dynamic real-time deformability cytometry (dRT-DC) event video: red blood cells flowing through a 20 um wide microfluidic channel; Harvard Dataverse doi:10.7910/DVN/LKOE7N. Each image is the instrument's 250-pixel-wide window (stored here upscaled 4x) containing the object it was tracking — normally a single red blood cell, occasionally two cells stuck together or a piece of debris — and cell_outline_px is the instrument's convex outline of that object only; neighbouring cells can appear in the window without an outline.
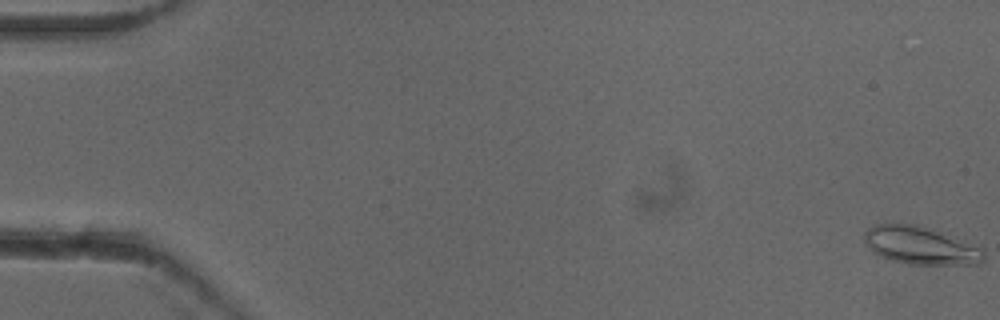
{"species": "common noctule bat (a hibernating species)", "species_latin": "Nyctalus noctula", "temperature_condition": "cold", "stored_images_in_passage": 53, "camera_frame_rate_fps": 3000, "um_per_image_px": 0.085, "animal": {"sex": "female"}, "frame": {"image": 1, "passage_image": 1, "time_ms": 0.0, "image_size_px": [1000, 320], "cell_outline_px": [[984, 260], [976, 264], [908, 264], [892, 260], [872, 252], [864, 244], [864, 232], [872, 224], [892, 220], [920, 224], [984, 248]], "centroid_in_image_um": [78.17, 20.8], "position_along_channel_um": 6.8, "area_um2": 27.17}}
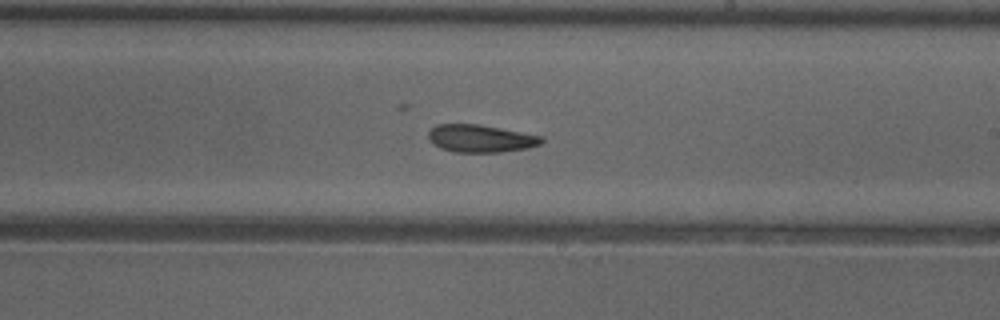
{"frame": {"image": 2, "passage_image": 32, "time_ms": 10.333, "image_size_px": [1000, 320], "cell_outline_px": [[544, 140], [540, 144], [528, 148], [500, 152], [456, 152], [440, 148], [428, 136], [428, 132], [436, 124], [476, 124], [544, 136]], "centroid_in_image_um": [40.88, 11.77], "position_along_channel_um": 248.1, "area_um2": 17.98}}
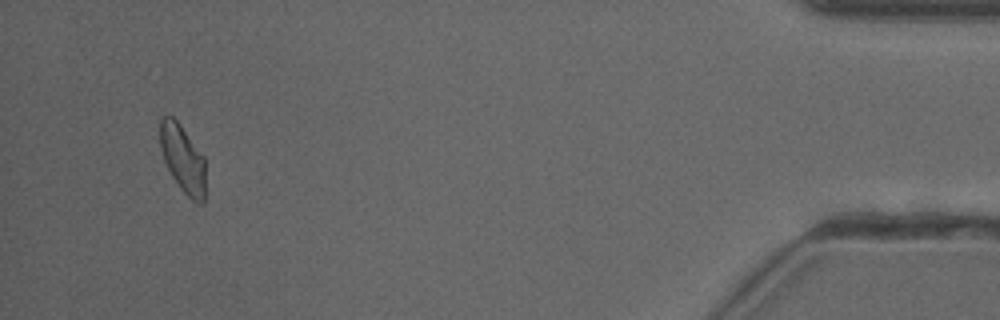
{"frame": {"image": 3, "passage_image": 51, "time_ms": 16.667, "image_size_px": [1000, 320], "cell_outline_px": [[204, 204], [196, 204], [180, 188], [172, 176], [164, 160], [160, 148], [160, 116], [172, 116], [180, 124], [204, 156]], "centroid_in_image_um": [15.53, 13.49], "position_along_channel_um": 419.7, "area_um2": 17.86}, "authors_computed_cell_mechanics": {"area_um2": 18.9584, "velocity_mm_per_s": 3.9119, "shape_relaxation_time_tau1_ms": 9.9321, "shape_relaxation_time_tau2_ms": 2.0807, "deformation_change_tau1": 0.1866, "deformation_change_tau2": 0.0776}}